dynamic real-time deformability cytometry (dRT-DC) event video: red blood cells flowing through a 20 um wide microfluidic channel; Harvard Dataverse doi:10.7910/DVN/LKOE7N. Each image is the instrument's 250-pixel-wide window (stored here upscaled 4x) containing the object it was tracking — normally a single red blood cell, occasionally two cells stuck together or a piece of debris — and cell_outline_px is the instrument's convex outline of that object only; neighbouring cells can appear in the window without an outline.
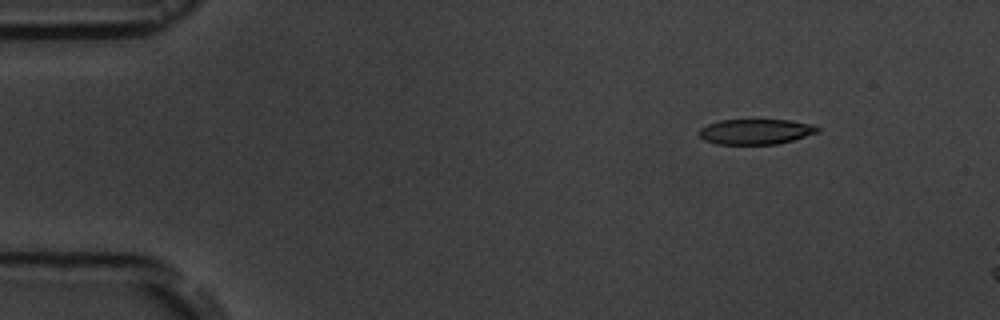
{"species": "common noctule bat (a hibernating species)", "species_latin": "Nyctalus noctula", "temperature_condition": "room temperature", "stored_images_in_passage": 3, "camera_frame_rate_fps": 3000, "um_per_image_px": 0.085, "animal": {"sex": "male", "body_mass_g": 19.5, "forearm_length_mm": 54.6}, "frame": {"image": 1, "passage_image": 1, "time_ms": 0.0, "image_size_px": [1000, 320], "cell_outline_px": [[820, 132], [792, 140], [776, 144], [716, 144], [704, 140], [700, 136], [700, 128], [708, 124], [720, 120], [788, 120], [816, 124], [820, 128]], "centroid_in_image_um": [64.28, 11.18], "position_along_channel_um": 20.7, "area_um2": 17.51}}